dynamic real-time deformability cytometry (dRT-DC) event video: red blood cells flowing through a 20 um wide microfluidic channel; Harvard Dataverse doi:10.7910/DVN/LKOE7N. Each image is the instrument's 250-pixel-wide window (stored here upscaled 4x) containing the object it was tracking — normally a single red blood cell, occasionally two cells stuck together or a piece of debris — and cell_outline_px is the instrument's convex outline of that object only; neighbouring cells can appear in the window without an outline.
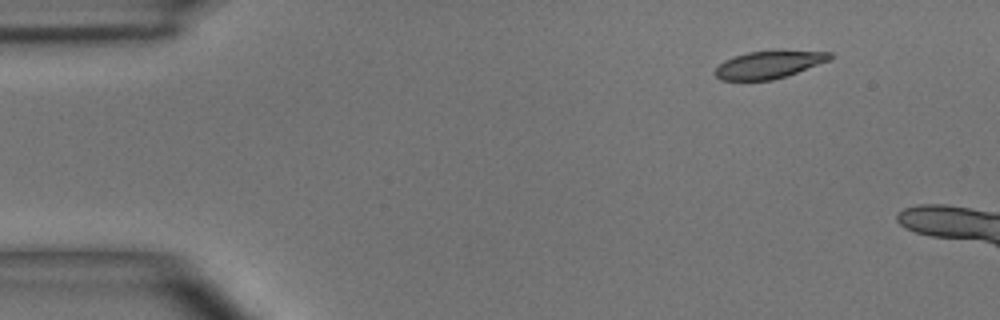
{"species": "common noctule bat (a hibernating species)", "species_latin": "Nyctalus noctula", "temperature_condition": "room temperature", "stored_images_in_passage": 3, "camera_frame_rate_fps": 3000, "um_per_image_px": 0.085, "animal": {"sex": "male", "body_mass_g": 15.6}, "frame": {"image": 1, "passage_image": 1, "time_ms": 0.0, "image_size_px": [1000, 320], "cell_outline_px": [[832, 56], [828, 60], [788, 76], [772, 80], [720, 80], [712, 72], [724, 60], [748, 52], [776, 48], [784, 48], [832, 52]], "centroid_in_image_um": [65.38, 5.45], "position_along_channel_um": 19.6, "area_um2": 19.13}}